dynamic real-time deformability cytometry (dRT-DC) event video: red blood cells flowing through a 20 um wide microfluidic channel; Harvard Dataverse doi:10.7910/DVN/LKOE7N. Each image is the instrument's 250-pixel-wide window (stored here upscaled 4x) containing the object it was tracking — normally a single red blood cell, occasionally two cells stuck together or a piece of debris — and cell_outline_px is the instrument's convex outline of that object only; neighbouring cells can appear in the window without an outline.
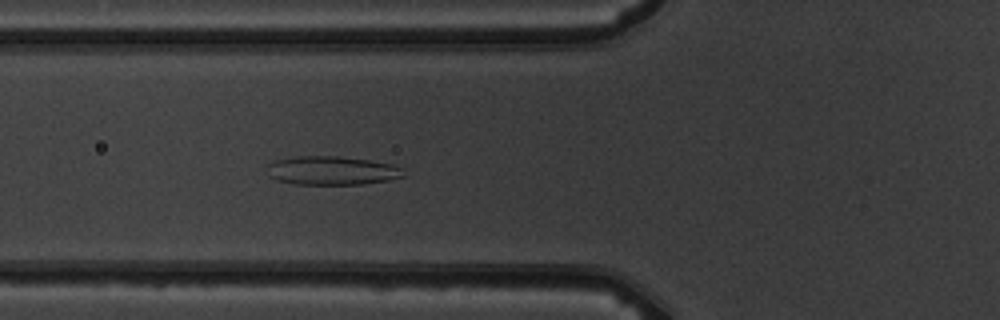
{"species": "common noctule bat (a hibernating species)", "species_latin": "Nyctalus noctula", "temperature_condition": "warm", "stored_images_in_passage": 6, "camera_frame_rate_fps": 3000, "um_per_image_px": 0.085, "animal": {"sex": "male", "body_mass_g": 19.5, "forearm_length_mm": 54.6}, "frame": {"image": 1, "passage_image": 6, "time_ms": 5.667, "image_size_px": [1000, 320], "cell_outline_px": [[404, 176], [388, 180], [364, 184], [296, 184], [276, 180], [268, 176], [268, 164], [276, 160], [296, 156], [336, 156], [368, 160], [392, 164], [404, 168]], "centroid_in_image_um": [28.21, 14.5], "position_along_channel_um": 97.6, "area_um2": 22.83}}